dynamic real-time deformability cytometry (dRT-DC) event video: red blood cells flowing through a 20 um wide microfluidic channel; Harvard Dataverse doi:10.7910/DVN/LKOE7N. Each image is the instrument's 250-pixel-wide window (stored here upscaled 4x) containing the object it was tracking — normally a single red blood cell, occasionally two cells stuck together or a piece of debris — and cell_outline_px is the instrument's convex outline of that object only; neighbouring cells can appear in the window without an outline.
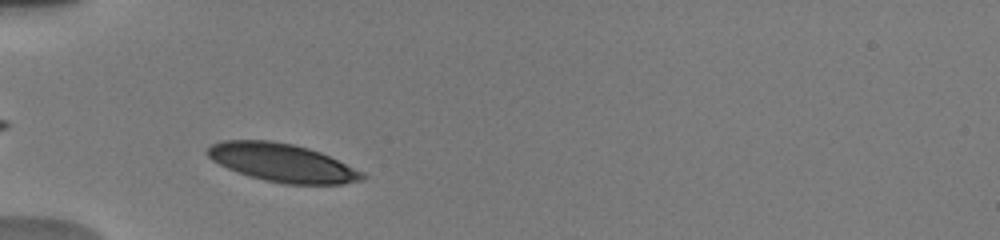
{"species": "human", "species_latin": "Homo sapiens", "temperature_condition": "warm", "stored_images_in_passage": 13, "camera_frame_rate_fps": 3000, "um_per_image_px": 0.085, "donor": {"sex": "male"}, "frame": {"image": 1, "passage_image": 4, "time_ms": 1.0, "image_size_px": [1000, 240], "cell_outline_px": [[368, 176], [364, 180], [344, 184], [288, 184], [268, 180], [252, 176], [228, 168], [212, 160], [208, 156], [208, 148], [212, 144], [220, 140], [268, 140], [292, 144], [308, 148], [320, 152], [364, 172]], "centroid_in_image_um": [24.04, 13.82], "position_along_channel_um": 61.0, "area_um2": 34.1}}
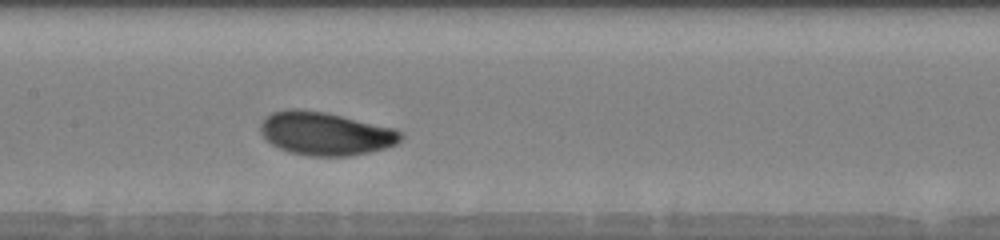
{"frame": {"image": 2, "passage_image": 13, "time_ms": 4.333, "image_size_px": [1000, 240], "cell_outline_px": [[404, 136], [396, 144], [384, 148], [368, 152], [348, 156], [308, 156], [288, 152], [272, 144], [260, 132], [260, 124], [264, 116], [272, 112], [288, 108], [300, 108], [328, 112], [392, 128], [404, 132]], "centroid_in_image_um": [27.63, 11.33], "position_along_channel_um": 179.8, "area_um2": 35.6}}